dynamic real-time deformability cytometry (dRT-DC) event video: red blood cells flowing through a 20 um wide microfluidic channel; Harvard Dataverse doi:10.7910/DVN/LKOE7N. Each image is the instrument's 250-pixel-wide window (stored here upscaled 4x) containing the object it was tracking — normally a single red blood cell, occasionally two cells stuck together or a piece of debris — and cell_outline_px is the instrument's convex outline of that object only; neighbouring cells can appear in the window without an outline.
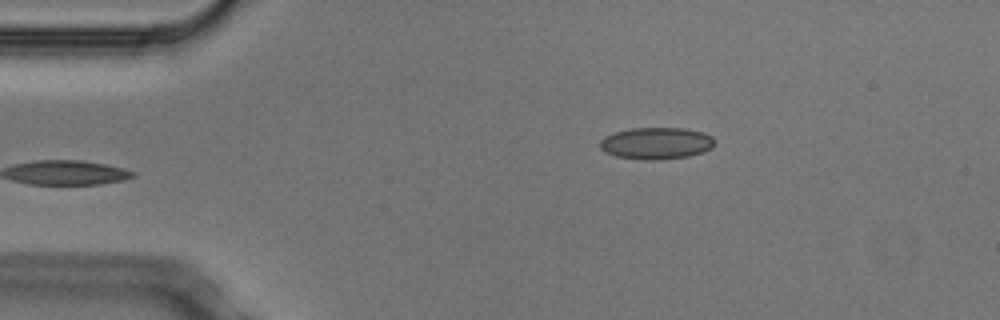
{"species": "Egyptian fruit bat (a non-hibernating species)", "species_latin": "Rousettus aegyptiacus", "temperature_condition": "cold", "stored_images_in_passage": 3, "camera_frame_rate_fps": 3000, "um_per_image_px": 0.085, "animal": {"sex": "male"}, "frame": {"image": 1, "passage_image": 3, "time_ms": 0.667, "image_size_px": [1000, 320], "cell_outline_px": [[712, 148], [704, 152], [688, 156], [660, 160], [644, 160], [616, 156], [604, 152], [600, 148], [600, 140], [604, 136], [616, 132], [632, 128], [684, 128], [704, 132], [712, 136]], "centroid_in_image_um": [55.77, 12.18], "position_along_channel_um": 29.2, "area_um2": 21.33}}